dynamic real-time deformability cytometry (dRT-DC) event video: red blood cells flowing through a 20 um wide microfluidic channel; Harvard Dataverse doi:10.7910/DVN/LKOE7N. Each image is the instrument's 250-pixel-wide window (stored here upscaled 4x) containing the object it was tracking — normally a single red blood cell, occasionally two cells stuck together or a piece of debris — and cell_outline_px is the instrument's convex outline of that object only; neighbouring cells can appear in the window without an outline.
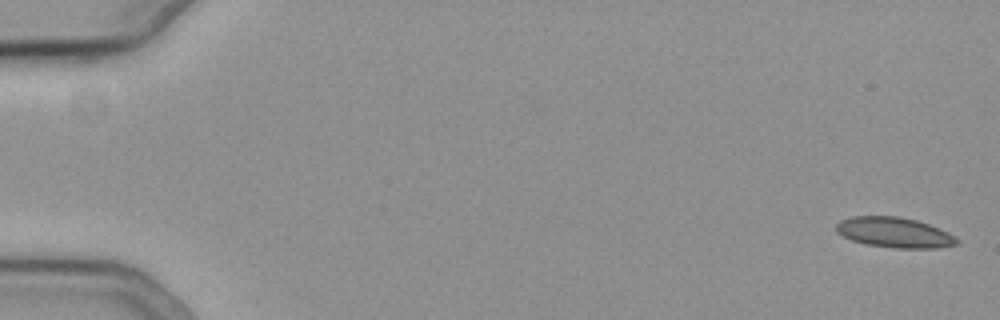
{"species": "common noctule bat (a hibernating species)", "species_latin": "Nyctalus noctula", "temperature_condition": "cold", "stored_images_in_passage": 4, "camera_frame_rate_fps": 3000, "um_per_image_px": 0.085, "animal": {"sex": "female", "body_mass_g": 19.3, "forearm_length_mm": 54.1}, "frame": {"image": 1, "passage_image": 1, "time_ms": 0.0, "image_size_px": [1000, 320], "cell_outline_px": [[960, 244], [936, 248], [892, 248], [864, 244], [852, 240], [836, 232], [836, 224], [840, 220], [852, 216], [900, 216], [916, 220], [928, 224], [948, 232], [956, 236], [960, 240]], "centroid_in_image_um": [76.04, 19.76], "position_along_channel_um": 9.0, "area_um2": 21.5}}